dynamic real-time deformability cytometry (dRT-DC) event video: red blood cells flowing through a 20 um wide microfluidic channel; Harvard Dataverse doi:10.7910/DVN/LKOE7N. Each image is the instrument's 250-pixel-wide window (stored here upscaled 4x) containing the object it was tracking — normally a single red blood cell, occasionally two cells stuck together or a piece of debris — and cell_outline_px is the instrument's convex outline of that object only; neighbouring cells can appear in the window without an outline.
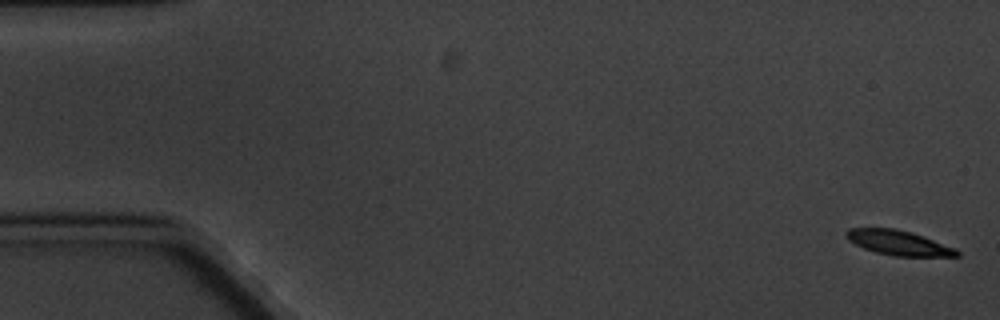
{"species": "common noctule bat (a hibernating species)", "species_latin": "Nyctalus noctula", "temperature_condition": "cold", "stored_images_in_passage": 7, "camera_frame_rate_fps": 3000, "um_per_image_px": 0.085, "animal": {"sex": "male", "body_mass_g": 20.1, "forearm_length_mm": 53.5}, "frame": {"image": 1, "passage_image": 1, "time_ms": 0.0, "image_size_px": [1000, 320], "cell_outline_px": [[960, 256], [892, 256], [876, 252], [864, 248], [848, 240], [844, 236], [844, 232], [848, 228], [896, 228], [912, 232], [956, 248], [960, 252]], "centroid_in_image_um": [76.36, 20.63], "position_along_channel_um": 8.6, "area_um2": 16.07}}
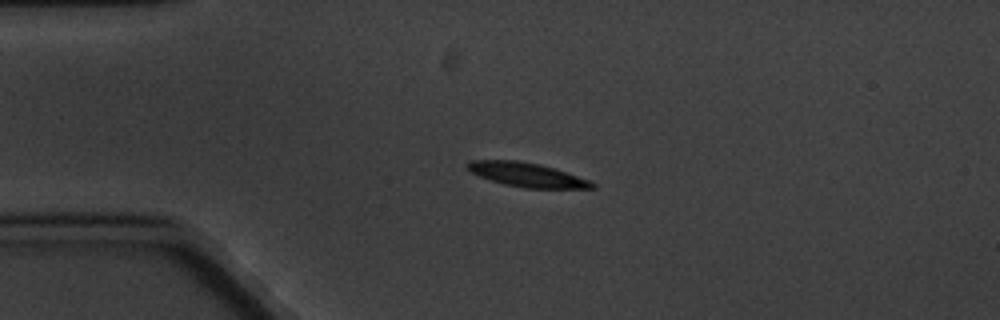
{"frame": {"image": 2, "passage_image": 5, "time_ms": 4.333, "image_size_px": [1000, 320], "cell_outline_px": [[596, 188], [524, 188], [504, 184], [480, 176], [464, 168], [472, 160], [516, 160], [540, 164], [588, 180], [596, 184]], "centroid_in_image_um": [44.76, 14.85], "position_along_channel_um": 40.2, "area_um2": 17.17}}